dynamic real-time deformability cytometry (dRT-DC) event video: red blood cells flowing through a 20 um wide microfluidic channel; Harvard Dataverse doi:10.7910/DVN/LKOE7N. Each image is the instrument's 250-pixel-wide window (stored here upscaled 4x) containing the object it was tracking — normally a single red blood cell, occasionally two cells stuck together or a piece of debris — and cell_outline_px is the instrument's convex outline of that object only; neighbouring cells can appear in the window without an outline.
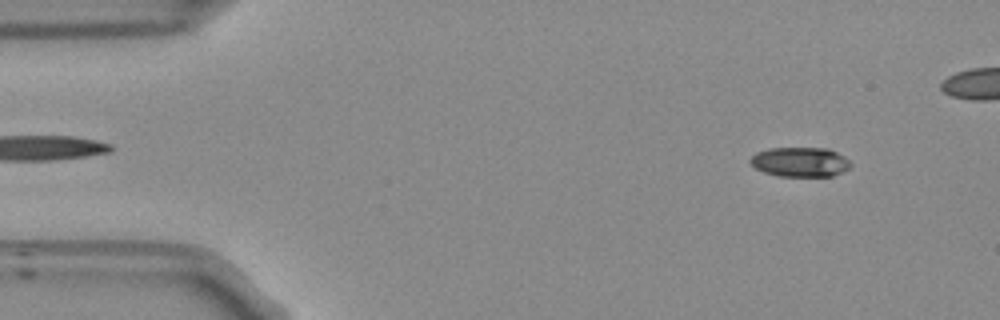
{"species": "Egyptian fruit bat (a non-hibernating species)", "species_latin": "Rousettus aegyptiacus", "temperature_condition": "room temperature", "stored_images_in_passage": 54, "camera_frame_rate_fps": 3000, "um_per_image_px": 0.085, "frame": {"image": 1, "passage_image": 5, "time_ms": 1.333, "image_size_px": [1000, 320], "cell_outline_px": [[852, 164], [848, 168], [832, 176], [780, 176], [764, 172], [756, 168], [748, 160], [756, 152], [768, 148], [828, 148], [844, 156]], "centroid_in_image_um": [67.99, 13.76], "position_along_channel_um": 17.0, "area_um2": 17.22}}
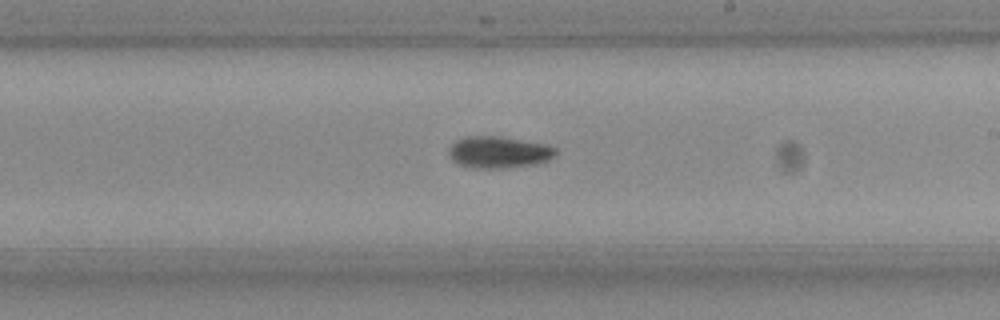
{"frame": {"image": 2, "passage_image": 30, "time_ms": 9.667, "image_size_px": [1000, 320], "cell_outline_px": [[556, 152], [548, 160], [536, 164], [500, 168], [472, 168], [460, 164], [452, 160], [448, 152], [452, 144], [456, 140], [468, 136], [500, 136], [548, 144], [556, 148]], "centroid_in_image_um": [42.4, 12.93], "position_along_channel_um": 246.6, "area_um2": 19.71}}
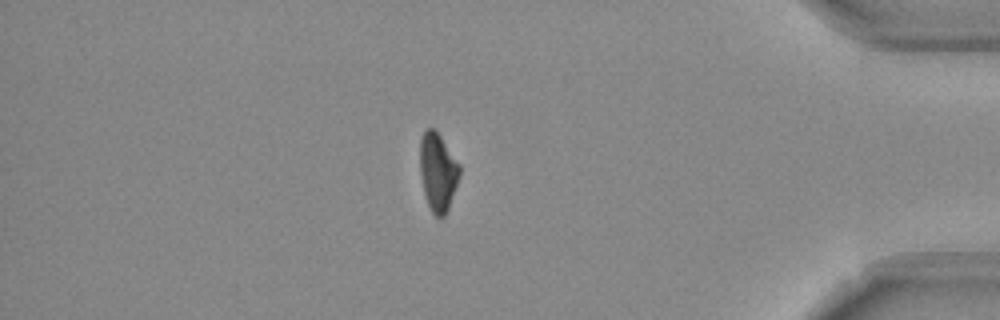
{"frame": {"image": 3, "passage_image": 45, "time_ms": 14.667, "image_size_px": [1000, 320], "cell_outline_px": [[460, 172], [448, 208], [444, 216], [436, 216], [432, 212], [428, 204], [424, 192], [420, 172], [420, 136], [424, 128], [432, 128], [440, 136], [460, 164]], "centroid_in_image_um": [37.19, 14.57], "position_along_channel_um": 398.0, "area_um2": 17.74}, "authors_computed_cell_mechanics": {"area_um2": 18.5827, "velocity_mm_per_s": 3.814, "shape_relaxation_time_tau1_ms": 3.8397, "shape_relaxation_time_tau2_ms": null, "deformation_change_tau1": 0.1359, "deformation_change_tau2": null}}